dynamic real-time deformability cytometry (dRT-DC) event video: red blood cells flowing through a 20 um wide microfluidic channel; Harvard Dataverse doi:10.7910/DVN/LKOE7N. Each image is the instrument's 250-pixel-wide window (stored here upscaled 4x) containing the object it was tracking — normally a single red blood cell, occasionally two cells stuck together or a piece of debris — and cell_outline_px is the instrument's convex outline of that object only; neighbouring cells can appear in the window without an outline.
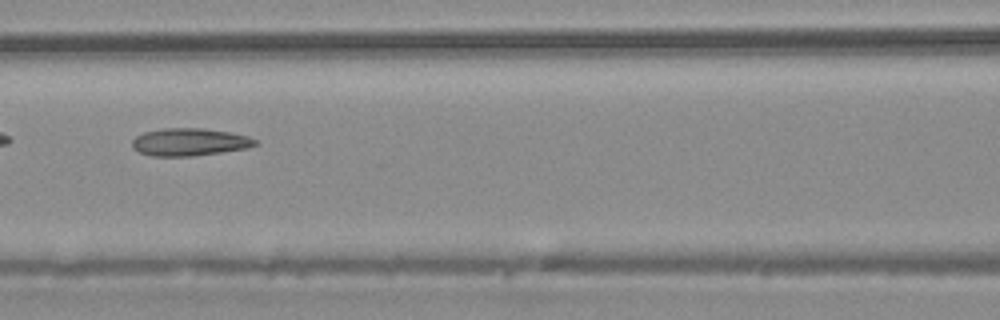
{"species": "common noctule bat (a hibernating species)", "species_latin": "Nyctalus noctula", "temperature_condition": "warm", "stored_images_in_passage": 19, "camera_frame_rate_fps": 3000, "um_per_image_px": 0.085, "animal": {"sex": "male", "body_mass_g": 20.4}, "frame": {"image": 1, "passage_image": 6, "time_ms": 1.667, "image_size_px": [1000, 320], "cell_outline_px": [[256, 144], [244, 148], [220, 152], [192, 156], [152, 156], [140, 152], [132, 148], [132, 140], [136, 136], [144, 132], [164, 128], [204, 128], [228, 132], [248, 136], [256, 140]], "centroid_in_image_um": [16.05, 12.06], "position_along_channel_um": 150.5, "area_um2": 19.54}}
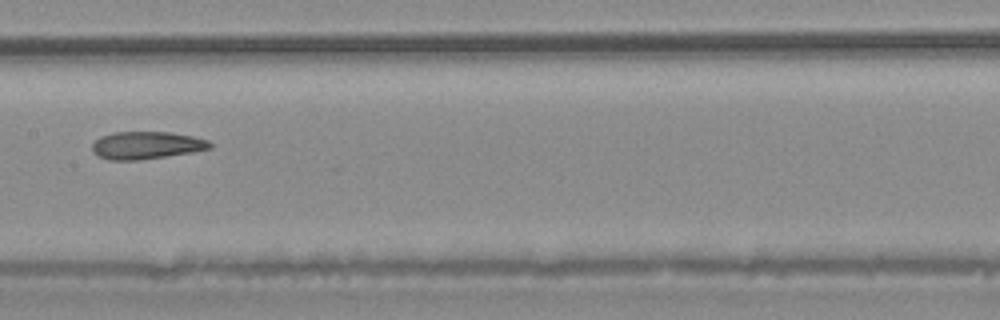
{"frame": {"image": 2, "passage_image": 9, "time_ms": 2.667, "image_size_px": [1000, 320], "cell_outline_px": [[212, 148], [192, 152], [136, 160], [108, 160], [92, 152], [92, 144], [100, 136], [112, 132], [172, 132], [192, 136], [208, 140], [212, 144]], "centroid_in_image_um": [12.43, 12.34], "position_along_channel_um": 195.0, "area_um2": 18.84}}